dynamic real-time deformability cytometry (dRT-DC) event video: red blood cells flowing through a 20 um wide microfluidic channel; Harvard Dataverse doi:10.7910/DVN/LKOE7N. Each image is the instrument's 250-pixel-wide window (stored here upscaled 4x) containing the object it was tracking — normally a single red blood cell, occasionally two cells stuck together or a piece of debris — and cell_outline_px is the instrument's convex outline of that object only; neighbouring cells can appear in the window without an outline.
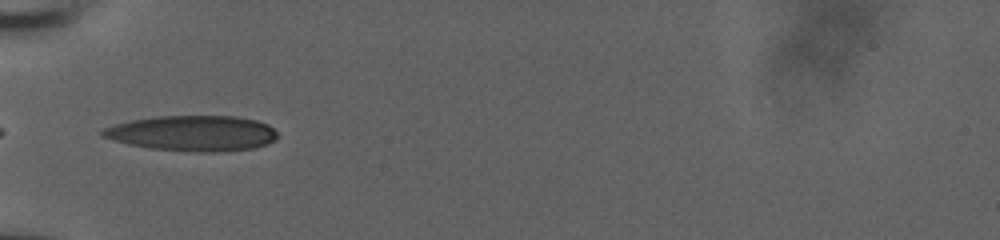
{"species": "human", "species_latin": "Homo sapiens", "temperature_condition": "room temperature", "stored_images_in_passage": 8, "camera_frame_rate_fps": 3000, "um_per_image_px": 0.085, "donor": {"sex": "male"}, "frame": {"image": 1, "passage_image": 1, "time_ms": 0.0, "image_size_px": [1000, 240], "cell_outline_px": [[276, 136], [268, 144], [252, 148], [216, 152], [196, 152], [148, 148], [116, 140], [104, 136], [100, 132], [104, 128], [116, 124], [132, 120], [156, 116], [236, 116], [256, 120], [268, 124], [276, 132]], "centroid_in_image_um": [16.4, 11.32], "position_along_channel_um": 68.6, "area_um2": 35.78}}
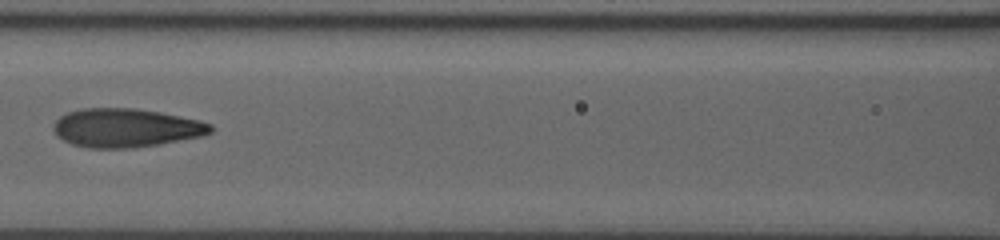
{"frame": {"image": 2, "passage_image": 6, "time_ms": 1.667, "image_size_px": [1000, 240], "cell_outline_px": [[216, 128], [212, 132], [204, 136], [160, 144], [128, 148], [88, 148], [72, 144], [56, 136], [52, 128], [52, 124], [60, 116], [68, 112], [80, 108], [136, 108], [160, 112], [200, 120], [212, 124]], "centroid_in_image_um": [10.72, 10.87], "position_along_channel_um": 155.9, "area_um2": 35.84}}
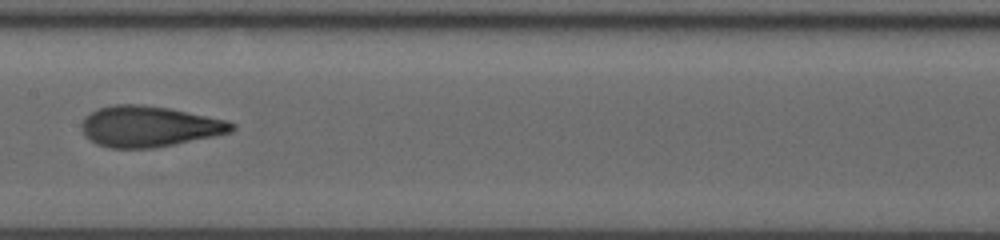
{"frame": {"image": 3, "passage_image": 7, "time_ms": 2.0, "image_size_px": [1000, 240], "cell_outline_px": [[236, 128], [232, 132], [216, 136], [152, 148], [108, 148], [96, 144], [84, 132], [80, 124], [92, 112], [100, 108], [116, 104], [140, 104], [168, 108], [228, 120], [236, 124]], "centroid_in_image_um": [12.74, 10.75], "position_along_channel_um": 194.7, "area_um2": 35.49}}